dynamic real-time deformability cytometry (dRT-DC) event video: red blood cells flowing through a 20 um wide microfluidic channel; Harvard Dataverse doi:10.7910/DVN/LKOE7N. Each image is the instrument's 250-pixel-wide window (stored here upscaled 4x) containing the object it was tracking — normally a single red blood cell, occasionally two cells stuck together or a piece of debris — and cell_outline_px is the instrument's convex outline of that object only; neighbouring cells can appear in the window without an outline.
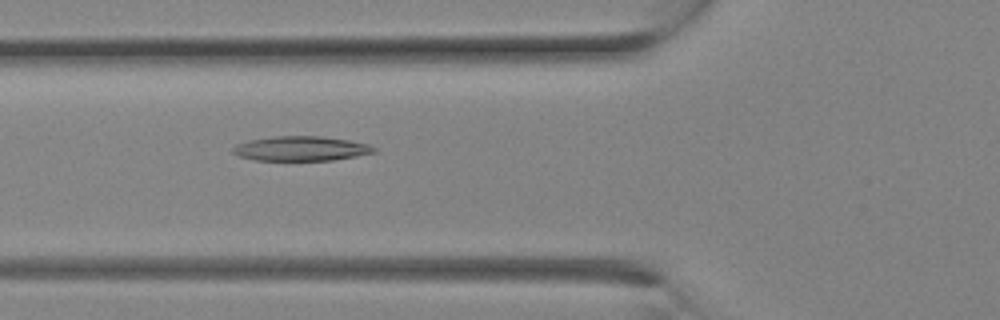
{"species": "Egyptian fruit bat (a non-hibernating species)", "species_latin": "Rousettus aegyptiacus", "temperature_condition": "room temperature", "stored_images_in_passage": 3, "camera_frame_rate_fps": 3000, "um_per_image_px": 0.085, "animal": {"sex": "female"}, "frame": {"image": 1, "passage_image": 3, "time_ms": 0.667, "image_size_px": [1000, 320], "cell_outline_px": [[376, 152], [356, 156], [332, 160], [256, 160], [240, 156], [232, 152], [232, 148], [236, 144], [248, 140], [276, 136], [324, 136], [348, 140], [368, 144], [376, 148]], "centroid_in_image_um": [25.58, 12.62], "position_along_channel_um": 100.2, "area_um2": 20.17}}